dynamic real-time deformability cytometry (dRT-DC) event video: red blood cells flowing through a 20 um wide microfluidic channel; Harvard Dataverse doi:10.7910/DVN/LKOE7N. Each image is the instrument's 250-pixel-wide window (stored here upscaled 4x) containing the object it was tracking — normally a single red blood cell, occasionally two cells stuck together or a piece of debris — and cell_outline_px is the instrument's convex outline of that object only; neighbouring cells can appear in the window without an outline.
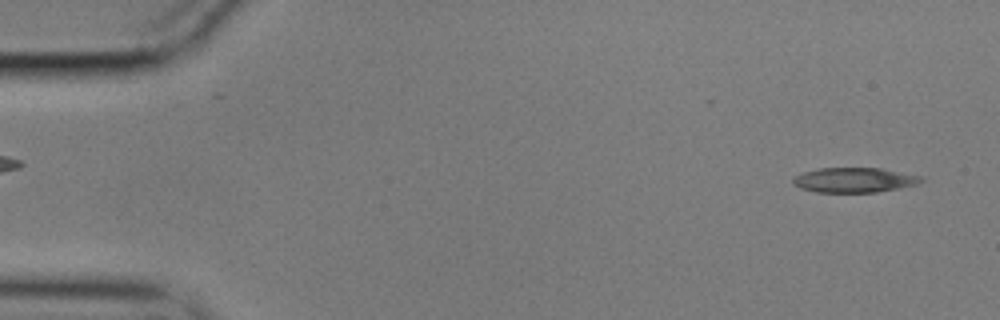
{"species": "common noctule bat (a hibernating species)", "species_latin": "Nyctalus noctula", "temperature_condition": "cold", "stored_images_in_passage": 55, "camera_frame_rate_fps": 3000, "um_per_image_px": 0.085, "animal": {"sex": "male", "body_mass_g": 17.9}, "frame": {"image": 1, "passage_image": 2, "time_ms": 0.333, "image_size_px": [1000, 320], "cell_outline_px": [[924, 180], [916, 184], [876, 192], [816, 192], [800, 188], [792, 184], [792, 180], [796, 176], [804, 172], [820, 168], [880, 168], [924, 176]], "centroid_in_image_um": [72.61, 15.3], "position_along_channel_um": 12.4, "area_um2": 18.44}}
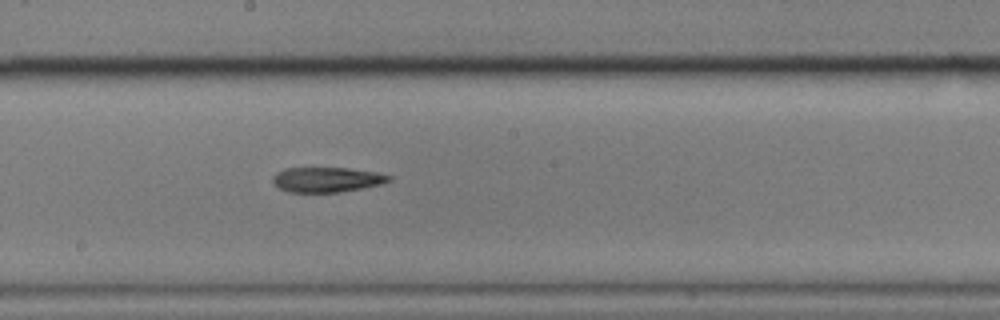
{"frame": {"image": 2, "passage_image": 29, "time_ms": 9.333, "image_size_px": [1000, 320], "cell_outline_px": [[392, 180], [380, 184], [340, 192], [288, 192], [272, 184], [272, 176], [276, 172], [284, 168], [348, 168], [376, 172], [392, 176]], "centroid_in_image_um": [27.74, 15.26], "position_along_channel_um": 220.5, "area_um2": 16.94}}
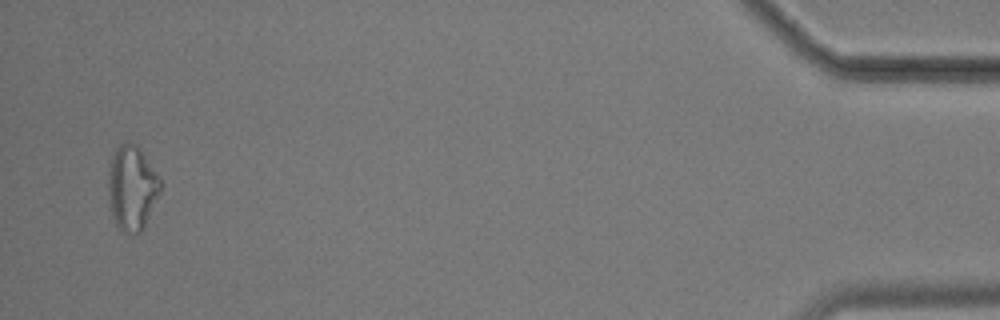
{"frame": {"image": 3, "passage_image": 53, "time_ms": 17.333, "image_size_px": [1000, 320], "cell_outline_px": [[160, 192], [144, 228], [140, 232], [124, 232], [116, 224], [112, 212], [108, 188], [108, 172], [112, 156], [116, 148], [124, 140], [140, 148], [160, 180]], "centroid_in_image_um": [11.21, 15.95], "position_along_channel_um": 424.0, "area_um2": 25.2}}